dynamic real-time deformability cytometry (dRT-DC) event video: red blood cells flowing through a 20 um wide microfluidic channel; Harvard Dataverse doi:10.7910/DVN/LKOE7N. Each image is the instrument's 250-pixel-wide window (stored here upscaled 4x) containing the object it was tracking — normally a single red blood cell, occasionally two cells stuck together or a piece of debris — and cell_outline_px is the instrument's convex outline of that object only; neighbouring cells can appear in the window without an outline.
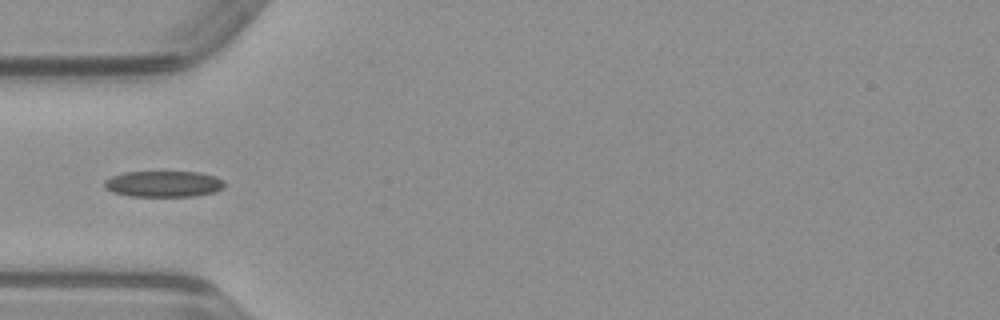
{"species": "common noctule bat (a hibernating species)", "species_latin": "Nyctalus noctula", "temperature_condition": "warm", "stored_images_in_passage": 35, "camera_frame_rate_fps": 3000, "um_per_image_px": 0.085, "animal": {"sex": "male", "body_mass_g": 23.1, "forearm_length_mm": 52.7}, "frame": {"image": 1, "passage_image": 1, "time_ms": 0.0, "image_size_px": [1000, 320], "cell_outline_px": [[224, 184], [220, 188], [212, 192], [196, 196], [128, 196], [112, 192], [104, 188], [104, 180], [112, 176], [124, 172], [200, 172], [216, 176], [224, 180]], "centroid_in_image_um": [13.86, 15.63], "position_along_channel_um": 71.1, "area_um2": 18.26}}
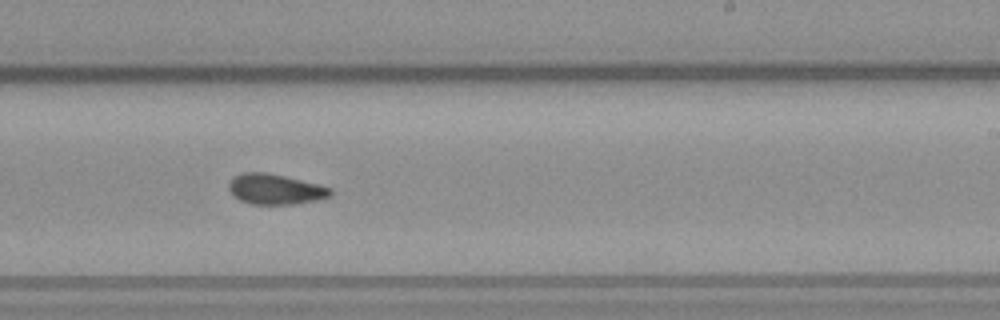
{"frame": {"image": 2, "passage_image": 15, "time_ms": 4.667, "image_size_px": [1000, 320], "cell_outline_px": [[332, 196], [316, 200], [296, 204], [252, 204], [240, 200], [228, 188], [228, 184], [236, 176], [244, 172], [268, 172], [320, 184], [332, 188]], "centroid_in_image_um": [23.46, 16.08], "position_along_channel_um": 265.5, "area_um2": 17.98}}
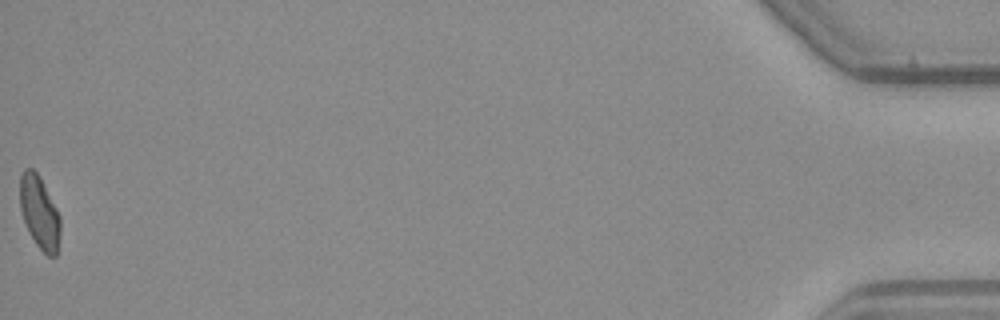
{"frame": {"image": 3, "passage_image": 35, "time_ms": 11.333, "image_size_px": [1000, 320], "cell_outline_px": [[60, 232], [56, 256], [48, 256], [36, 244], [28, 232], [20, 208], [20, 172], [24, 168], [32, 168], [36, 172], [56, 208], [60, 216]], "centroid_in_image_um": [3.34, 18.06], "position_along_channel_um": 431.9, "area_um2": 16.88}}